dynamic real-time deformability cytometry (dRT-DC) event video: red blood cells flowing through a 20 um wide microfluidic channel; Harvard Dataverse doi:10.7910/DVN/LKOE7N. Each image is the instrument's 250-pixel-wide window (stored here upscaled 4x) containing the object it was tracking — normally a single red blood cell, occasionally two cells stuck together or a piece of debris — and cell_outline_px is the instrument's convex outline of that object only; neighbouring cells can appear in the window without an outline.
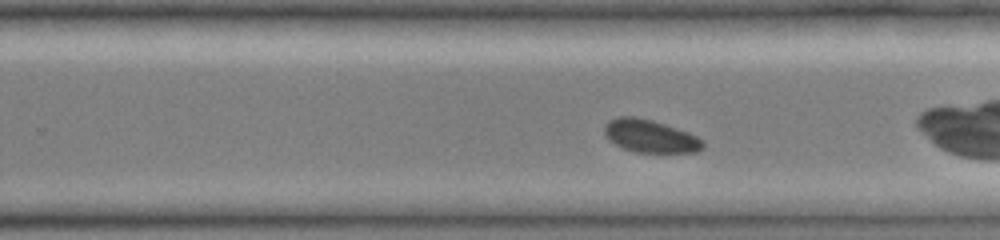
{"species": "common noctule bat (a hibernating species)", "species_latin": "Nyctalus noctula", "temperature_condition": "cold", "stored_images_in_passage": 18, "camera_frame_rate_fps": 3000, "um_per_image_px": 0.085, "animal": {"sex": "female", "body_mass_g": 19.0, "forearm_length_mm": 51.5}, "frame": {"image": 1, "passage_image": 18, "time_ms": 5.667, "image_size_px": [1000, 240], "cell_outline_px": [[704, 148], [696, 152], [636, 152], [624, 148], [616, 144], [604, 136], [604, 128], [608, 120], [616, 116], [636, 116], [652, 120], [688, 132], [704, 140]], "centroid_in_image_um": [55.26, 11.56], "position_along_channel_um": 274.5, "area_um2": 18.84}}